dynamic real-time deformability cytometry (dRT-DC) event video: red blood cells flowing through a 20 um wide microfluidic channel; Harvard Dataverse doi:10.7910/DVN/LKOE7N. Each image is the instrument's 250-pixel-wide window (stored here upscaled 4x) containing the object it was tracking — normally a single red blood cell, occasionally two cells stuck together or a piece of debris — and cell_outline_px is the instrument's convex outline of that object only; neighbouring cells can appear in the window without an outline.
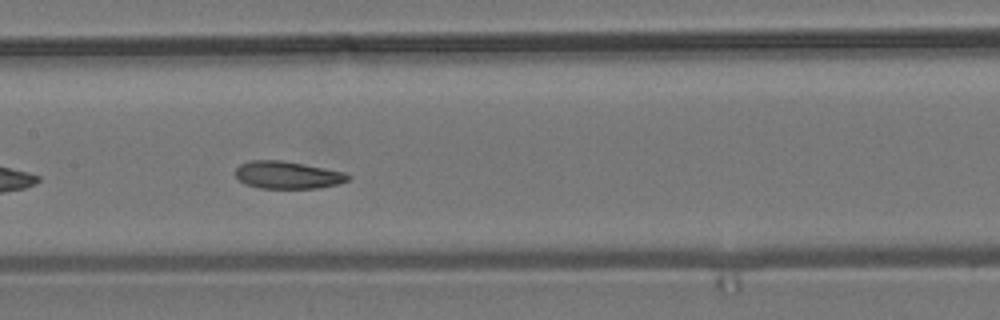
{"species": "common noctule bat (a hibernating species)", "species_latin": "Nyctalus noctula", "temperature_condition": "room temperature", "stored_images_in_passage": 14, "camera_frame_rate_fps": 3000, "um_per_image_px": 0.085, "animal": {"sex": "male", "body_mass_g": 19.2, "forearm_length_mm": 51.8}, "frame": {"image": 1, "passage_image": 12, "time_ms": 3.667, "image_size_px": [1000, 320], "cell_outline_px": [[352, 176], [348, 180], [340, 184], [320, 188], [260, 188], [244, 184], [236, 176], [236, 168], [240, 164], [248, 160], [280, 160], [344, 172]], "centroid_in_image_um": [24.44, 14.88], "position_along_channel_um": 183.0, "area_um2": 17.98}}